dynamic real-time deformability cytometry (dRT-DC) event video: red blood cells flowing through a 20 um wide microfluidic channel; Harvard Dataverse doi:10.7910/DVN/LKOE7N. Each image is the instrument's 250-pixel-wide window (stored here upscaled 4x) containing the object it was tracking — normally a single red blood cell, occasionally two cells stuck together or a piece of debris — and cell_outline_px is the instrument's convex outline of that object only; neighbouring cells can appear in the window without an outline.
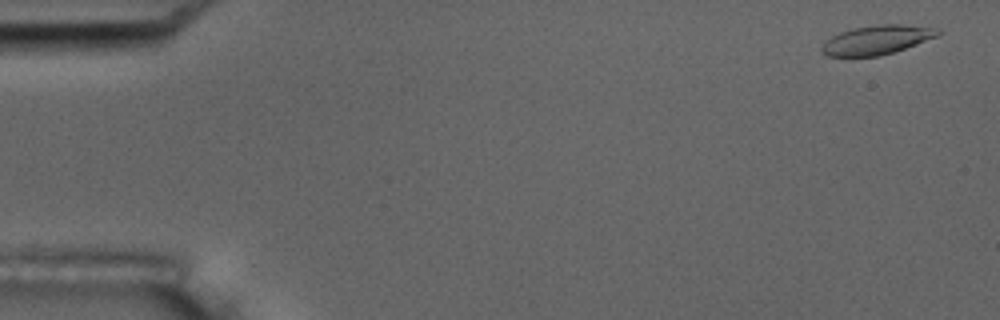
{"species": "common noctule bat (a hibernating species)", "species_latin": "Nyctalus noctula", "temperature_condition": "room temperature", "stored_images_in_passage": 9, "camera_frame_rate_fps": 3000, "um_per_image_px": 0.085, "animal": {"sex": "male", "body_mass_g": 17.5, "forearm_length_mm": 52.3}, "frame": {"image": 1, "passage_image": 1, "time_ms": 0.0, "image_size_px": [1000, 320], "cell_outline_px": [[944, 32], [940, 36], [880, 56], [828, 56], [820, 52], [820, 48], [832, 36], [840, 32], [852, 28], [876, 24], [904, 24], [940, 28]], "centroid_in_image_um": [74.59, 3.37], "position_along_channel_um": 10.4, "area_um2": 19.88}}